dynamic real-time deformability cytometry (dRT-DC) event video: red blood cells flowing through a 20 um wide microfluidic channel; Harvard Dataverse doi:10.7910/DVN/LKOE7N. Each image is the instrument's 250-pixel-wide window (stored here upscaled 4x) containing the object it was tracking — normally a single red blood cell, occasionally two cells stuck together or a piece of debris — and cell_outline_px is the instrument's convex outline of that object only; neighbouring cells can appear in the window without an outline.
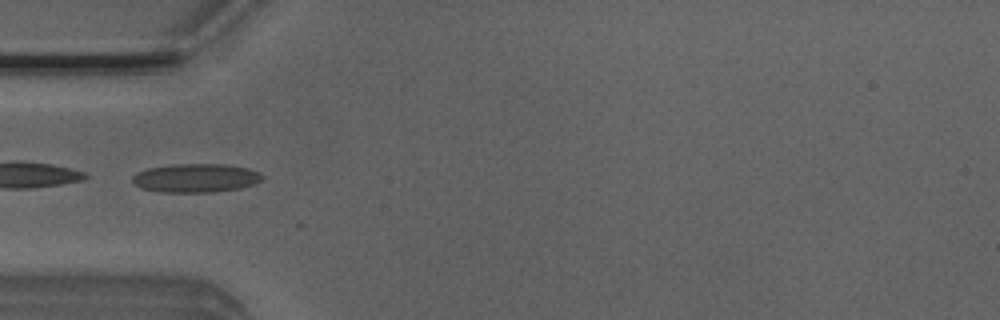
{"species": "Egyptian fruit bat (a non-hibernating species)", "species_latin": "Rousettus aegyptiacus", "temperature_condition": "room temperature", "stored_images_in_passage": 6, "camera_frame_rate_fps": 3000, "um_per_image_px": 0.085, "animal": {"sex": "male"}, "frame": {"image": 1, "passage_image": 3, "time_ms": 0.667, "image_size_px": [1000, 320], "cell_outline_px": [[264, 176], [260, 180], [252, 184], [240, 188], [212, 192], [160, 192], [140, 188], [132, 180], [132, 176], [136, 172], [148, 168], [172, 164], [224, 164], [248, 168]], "centroid_in_image_um": [16.59, 15.13], "position_along_channel_um": 68.4, "area_um2": 21.62}}
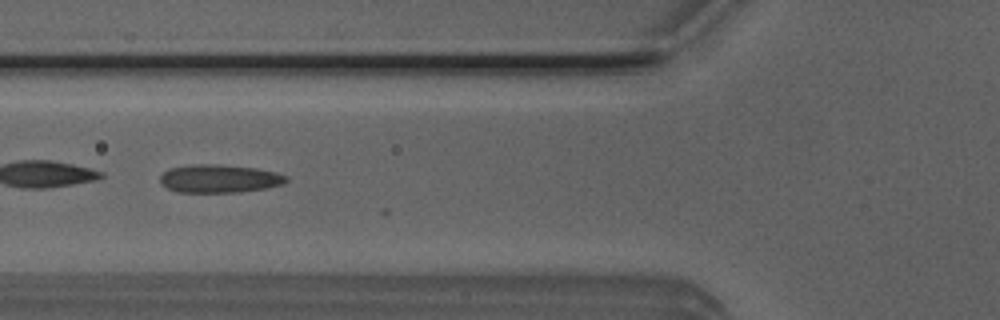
{"frame": {"image": 2, "passage_image": 4, "time_ms": 1.0, "image_size_px": [1000, 320], "cell_outline_px": [[288, 180], [284, 184], [268, 188], [240, 192], [176, 192], [160, 184], [160, 176], [168, 168], [192, 164], [220, 164], [256, 168], [276, 172], [288, 176]], "centroid_in_image_um": [18.65, 15.18], "position_along_channel_um": 107.1, "area_um2": 20.98}}
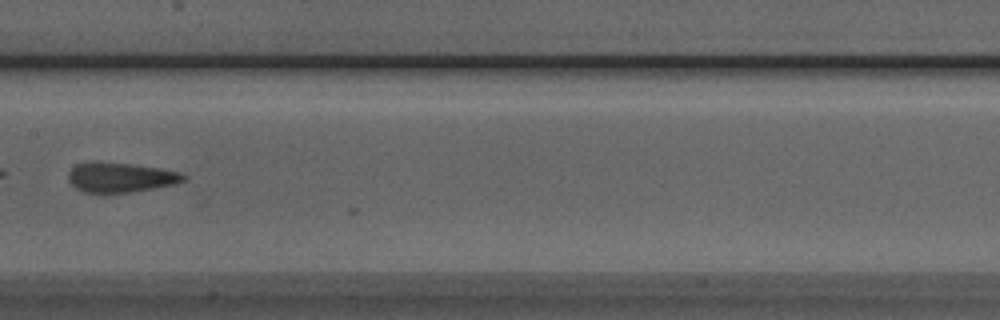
{"frame": {"image": 3, "passage_image": 6, "time_ms": 1.667, "image_size_px": [1000, 320], "cell_outline_px": [[188, 180], [176, 184], [132, 192], [104, 196], [100, 196], [84, 192], [76, 188], [68, 180], [68, 172], [76, 164], [128, 164], [160, 168], [180, 172], [188, 176]], "centroid_in_image_um": [10.29, 15.16], "position_along_channel_um": 197.1, "area_um2": 20.17}}